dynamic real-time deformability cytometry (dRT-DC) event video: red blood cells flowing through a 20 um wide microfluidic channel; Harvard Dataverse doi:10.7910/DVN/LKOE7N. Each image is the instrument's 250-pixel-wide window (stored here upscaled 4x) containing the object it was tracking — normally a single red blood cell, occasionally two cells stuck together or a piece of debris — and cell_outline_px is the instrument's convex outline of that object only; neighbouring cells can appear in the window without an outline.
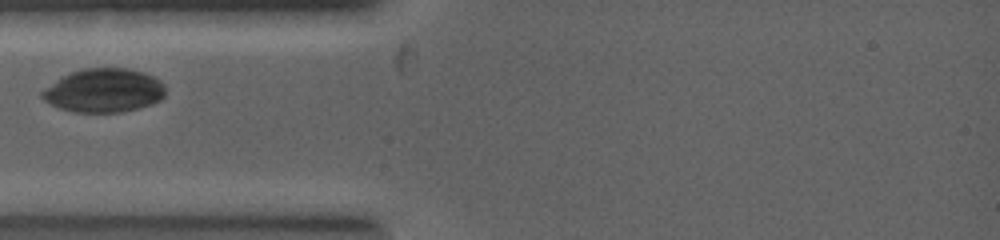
{"species": "common noctule bat (a hibernating species)", "species_latin": "Nyctalus noctula", "temperature_condition": "warm", "stored_images_in_passage": 6, "camera_frame_rate_fps": 5000, "um_per_image_px": 0.085, "animal": {"sex": "female", "body_mass_g": 19.0, "forearm_length_mm": 53.3}, "frame": {"image": 1, "passage_image": 2, "time_ms": 0.6, "image_size_px": [1000, 240], "cell_outline_px": [[164, 96], [160, 100], [152, 104], [120, 112], [72, 112], [60, 108], [44, 100], [40, 96], [40, 92], [64, 76], [72, 72], [84, 68], [128, 68], [144, 72], [160, 80], [164, 84]], "centroid_in_image_um": [8.85, 7.69], "position_along_channel_um": 76.1, "area_um2": 31.15}}